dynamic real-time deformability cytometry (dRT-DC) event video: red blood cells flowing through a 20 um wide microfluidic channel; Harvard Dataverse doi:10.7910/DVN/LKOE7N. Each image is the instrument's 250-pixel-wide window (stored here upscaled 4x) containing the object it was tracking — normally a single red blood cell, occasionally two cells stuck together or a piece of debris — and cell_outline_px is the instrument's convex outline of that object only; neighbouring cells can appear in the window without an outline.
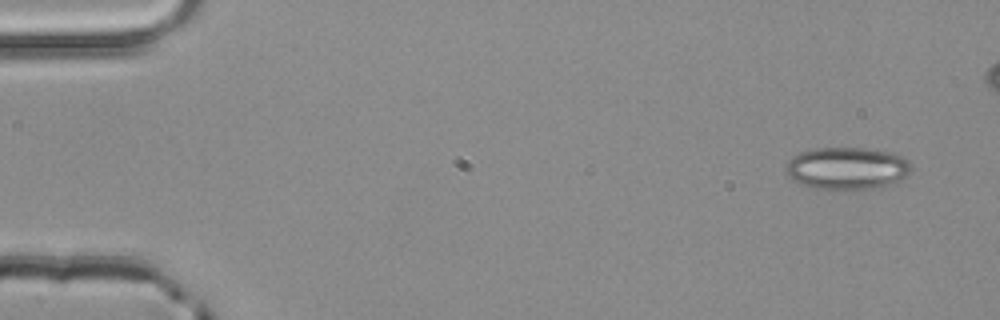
{"species": "common noctule bat (a hibernating species)", "species_latin": "Nyctalus noctula", "temperature_condition": "room temperature", "stored_images_in_passage": 4, "camera_frame_rate_fps": 3000, "um_per_image_px": 0.085, "animal": {"sex": "male", "body_mass_g": 20.4}, "frame": {"image": 1, "passage_image": 1, "time_ms": 0.0, "image_size_px": [1000, 320], "cell_outline_px": [[912, 168], [900, 180], [888, 184], [872, 188], [812, 188], [800, 184], [788, 176], [784, 168], [788, 160], [792, 156], [800, 152], [816, 148], [864, 148], [888, 152], [900, 156], [908, 160], [912, 164]], "centroid_in_image_um": [71.94, 14.28], "position_along_channel_um": 13.1, "area_um2": 30.52}}